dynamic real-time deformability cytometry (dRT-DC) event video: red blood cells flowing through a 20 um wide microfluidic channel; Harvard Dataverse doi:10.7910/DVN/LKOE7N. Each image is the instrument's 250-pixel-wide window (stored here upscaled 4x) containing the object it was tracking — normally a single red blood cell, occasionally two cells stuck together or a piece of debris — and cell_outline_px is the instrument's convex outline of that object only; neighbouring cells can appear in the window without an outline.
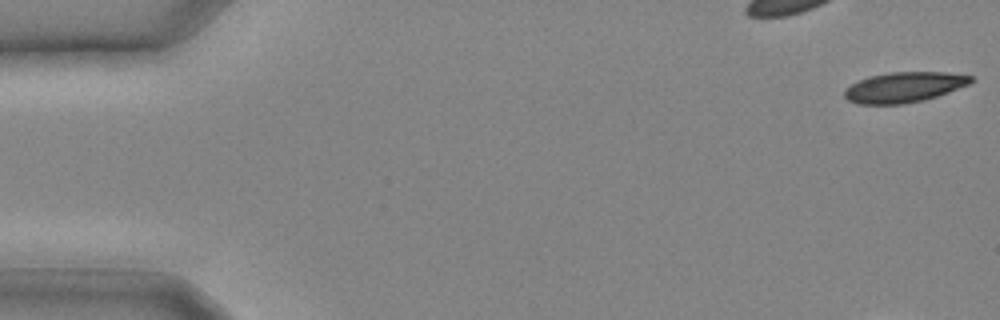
{"species": "common noctule bat (a hibernating species)", "species_latin": "Nyctalus noctula", "temperature_condition": "cold", "stored_images_in_passage": 7, "camera_frame_rate_fps": 3000, "um_per_image_px": 0.085, "animal": {"sex": "male", "body_mass_g": 20.4}, "frame": {"image": 1, "passage_image": 1, "time_ms": 0.0, "image_size_px": [1000, 320], "cell_outline_px": [[976, 80], [968, 84], [948, 92], [924, 100], [904, 104], [856, 104], [848, 100], [844, 96], [844, 88], [868, 76], [892, 72], [948, 72], [972, 76]], "centroid_in_image_um": [76.84, 7.41], "position_along_channel_um": 8.2, "area_um2": 22.37}}